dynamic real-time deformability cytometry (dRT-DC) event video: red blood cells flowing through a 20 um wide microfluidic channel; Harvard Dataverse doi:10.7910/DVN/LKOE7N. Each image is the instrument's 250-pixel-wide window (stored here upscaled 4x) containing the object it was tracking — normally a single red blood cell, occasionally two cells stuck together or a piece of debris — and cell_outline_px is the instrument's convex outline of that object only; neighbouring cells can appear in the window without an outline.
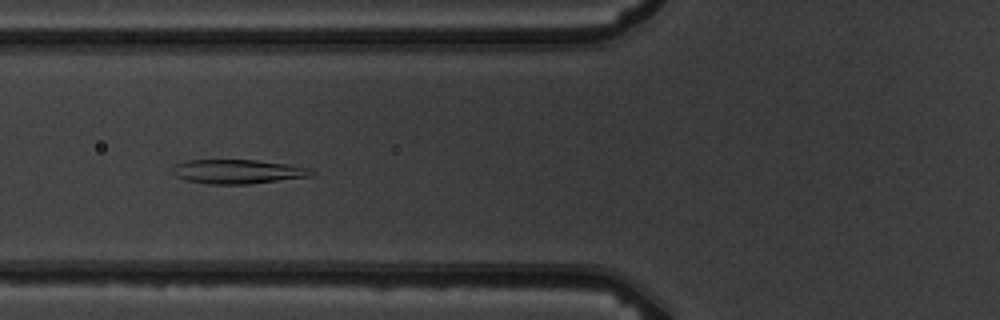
{"species": "common noctule bat (a hibernating species)", "species_latin": "Nyctalus noctula", "temperature_condition": "warm", "stored_images_in_passage": 5, "camera_frame_rate_fps": 3000, "um_per_image_px": 0.085, "animal": {"sex": "male", "body_mass_g": 19.5, "forearm_length_mm": 54.6}, "frame": {"image": 1, "passage_image": 4, "time_ms": 4.333, "image_size_px": [1000, 320], "cell_outline_px": [[316, 172], [312, 176], [248, 184], [212, 184], [188, 180], [176, 176], [172, 172], [172, 168], [176, 164], [188, 160], [256, 160], [288, 164], [308, 168]], "centroid_in_image_um": [20.23, 14.58], "position_along_channel_um": 105.6, "area_um2": 19.42}}